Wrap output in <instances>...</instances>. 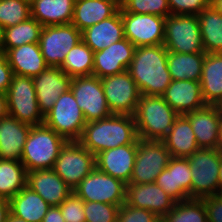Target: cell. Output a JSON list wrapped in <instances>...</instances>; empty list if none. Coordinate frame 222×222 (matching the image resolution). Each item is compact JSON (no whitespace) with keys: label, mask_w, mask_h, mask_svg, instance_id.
<instances>
[{"label":"cell","mask_w":222,"mask_h":222,"mask_svg":"<svg viewBox=\"0 0 222 222\" xmlns=\"http://www.w3.org/2000/svg\"><path fill=\"white\" fill-rule=\"evenodd\" d=\"M42 222H65L59 206H51Z\"/></svg>","instance_id":"obj_46"},{"label":"cell","mask_w":222,"mask_h":222,"mask_svg":"<svg viewBox=\"0 0 222 222\" xmlns=\"http://www.w3.org/2000/svg\"><path fill=\"white\" fill-rule=\"evenodd\" d=\"M6 55L15 75L33 78L48 67L41 54L39 43L24 44L9 49Z\"/></svg>","instance_id":"obj_27"},{"label":"cell","mask_w":222,"mask_h":222,"mask_svg":"<svg viewBox=\"0 0 222 222\" xmlns=\"http://www.w3.org/2000/svg\"><path fill=\"white\" fill-rule=\"evenodd\" d=\"M219 186H222V155L220 160V168H219Z\"/></svg>","instance_id":"obj_53"},{"label":"cell","mask_w":222,"mask_h":222,"mask_svg":"<svg viewBox=\"0 0 222 222\" xmlns=\"http://www.w3.org/2000/svg\"><path fill=\"white\" fill-rule=\"evenodd\" d=\"M162 98L179 115H186L206 105L201 83L194 80H172Z\"/></svg>","instance_id":"obj_21"},{"label":"cell","mask_w":222,"mask_h":222,"mask_svg":"<svg viewBox=\"0 0 222 222\" xmlns=\"http://www.w3.org/2000/svg\"><path fill=\"white\" fill-rule=\"evenodd\" d=\"M120 9L117 0H75L71 24L79 31L110 18Z\"/></svg>","instance_id":"obj_26"},{"label":"cell","mask_w":222,"mask_h":222,"mask_svg":"<svg viewBox=\"0 0 222 222\" xmlns=\"http://www.w3.org/2000/svg\"><path fill=\"white\" fill-rule=\"evenodd\" d=\"M171 157L162 140L139 139L130 183L156 182L157 177L167 168Z\"/></svg>","instance_id":"obj_11"},{"label":"cell","mask_w":222,"mask_h":222,"mask_svg":"<svg viewBox=\"0 0 222 222\" xmlns=\"http://www.w3.org/2000/svg\"><path fill=\"white\" fill-rule=\"evenodd\" d=\"M8 115L7 97L0 94V119Z\"/></svg>","instance_id":"obj_48"},{"label":"cell","mask_w":222,"mask_h":222,"mask_svg":"<svg viewBox=\"0 0 222 222\" xmlns=\"http://www.w3.org/2000/svg\"><path fill=\"white\" fill-rule=\"evenodd\" d=\"M214 197L222 202V186H219Z\"/></svg>","instance_id":"obj_52"},{"label":"cell","mask_w":222,"mask_h":222,"mask_svg":"<svg viewBox=\"0 0 222 222\" xmlns=\"http://www.w3.org/2000/svg\"><path fill=\"white\" fill-rule=\"evenodd\" d=\"M43 26L33 17L3 29L2 51L22 46L24 44L39 43L40 33Z\"/></svg>","instance_id":"obj_35"},{"label":"cell","mask_w":222,"mask_h":222,"mask_svg":"<svg viewBox=\"0 0 222 222\" xmlns=\"http://www.w3.org/2000/svg\"><path fill=\"white\" fill-rule=\"evenodd\" d=\"M93 65L94 52L81 41L69 51L59 67L72 78L92 75Z\"/></svg>","instance_id":"obj_36"},{"label":"cell","mask_w":222,"mask_h":222,"mask_svg":"<svg viewBox=\"0 0 222 222\" xmlns=\"http://www.w3.org/2000/svg\"><path fill=\"white\" fill-rule=\"evenodd\" d=\"M10 213L27 222H42L51 207L27 185L9 200Z\"/></svg>","instance_id":"obj_30"},{"label":"cell","mask_w":222,"mask_h":222,"mask_svg":"<svg viewBox=\"0 0 222 222\" xmlns=\"http://www.w3.org/2000/svg\"><path fill=\"white\" fill-rule=\"evenodd\" d=\"M220 149L199 148L188 157L192 174L191 198L214 196L219 187Z\"/></svg>","instance_id":"obj_6"},{"label":"cell","mask_w":222,"mask_h":222,"mask_svg":"<svg viewBox=\"0 0 222 222\" xmlns=\"http://www.w3.org/2000/svg\"><path fill=\"white\" fill-rule=\"evenodd\" d=\"M207 212L209 222H222V202L214 196L201 198Z\"/></svg>","instance_id":"obj_45"},{"label":"cell","mask_w":222,"mask_h":222,"mask_svg":"<svg viewBox=\"0 0 222 222\" xmlns=\"http://www.w3.org/2000/svg\"><path fill=\"white\" fill-rule=\"evenodd\" d=\"M173 15H198L210 5V0H168Z\"/></svg>","instance_id":"obj_43"},{"label":"cell","mask_w":222,"mask_h":222,"mask_svg":"<svg viewBox=\"0 0 222 222\" xmlns=\"http://www.w3.org/2000/svg\"><path fill=\"white\" fill-rule=\"evenodd\" d=\"M70 89L84 114L86 123L112 115L100 78L94 75L72 77Z\"/></svg>","instance_id":"obj_12"},{"label":"cell","mask_w":222,"mask_h":222,"mask_svg":"<svg viewBox=\"0 0 222 222\" xmlns=\"http://www.w3.org/2000/svg\"><path fill=\"white\" fill-rule=\"evenodd\" d=\"M119 207L102 202H84L85 222H117Z\"/></svg>","instance_id":"obj_40"},{"label":"cell","mask_w":222,"mask_h":222,"mask_svg":"<svg viewBox=\"0 0 222 222\" xmlns=\"http://www.w3.org/2000/svg\"><path fill=\"white\" fill-rule=\"evenodd\" d=\"M75 0H30L31 17L43 27L71 24Z\"/></svg>","instance_id":"obj_28"},{"label":"cell","mask_w":222,"mask_h":222,"mask_svg":"<svg viewBox=\"0 0 222 222\" xmlns=\"http://www.w3.org/2000/svg\"><path fill=\"white\" fill-rule=\"evenodd\" d=\"M13 75L14 73L9 65L6 53L0 51V94L6 95Z\"/></svg>","instance_id":"obj_44"},{"label":"cell","mask_w":222,"mask_h":222,"mask_svg":"<svg viewBox=\"0 0 222 222\" xmlns=\"http://www.w3.org/2000/svg\"><path fill=\"white\" fill-rule=\"evenodd\" d=\"M59 208L65 222H85L84 201L72 192Z\"/></svg>","instance_id":"obj_41"},{"label":"cell","mask_w":222,"mask_h":222,"mask_svg":"<svg viewBox=\"0 0 222 222\" xmlns=\"http://www.w3.org/2000/svg\"><path fill=\"white\" fill-rule=\"evenodd\" d=\"M67 140L44 123L32 126L23 147L21 163L27 172L53 169Z\"/></svg>","instance_id":"obj_4"},{"label":"cell","mask_w":222,"mask_h":222,"mask_svg":"<svg viewBox=\"0 0 222 222\" xmlns=\"http://www.w3.org/2000/svg\"><path fill=\"white\" fill-rule=\"evenodd\" d=\"M100 80L110 112L134 116L141 94L128 70Z\"/></svg>","instance_id":"obj_14"},{"label":"cell","mask_w":222,"mask_h":222,"mask_svg":"<svg viewBox=\"0 0 222 222\" xmlns=\"http://www.w3.org/2000/svg\"><path fill=\"white\" fill-rule=\"evenodd\" d=\"M191 177L188 158L171 157L155 183L177 203L191 198Z\"/></svg>","instance_id":"obj_18"},{"label":"cell","mask_w":222,"mask_h":222,"mask_svg":"<svg viewBox=\"0 0 222 222\" xmlns=\"http://www.w3.org/2000/svg\"><path fill=\"white\" fill-rule=\"evenodd\" d=\"M95 167L94 154L79 141H67L55 160L53 170L73 190Z\"/></svg>","instance_id":"obj_9"},{"label":"cell","mask_w":222,"mask_h":222,"mask_svg":"<svg viewBox=\"0 0 222 222\" xmlns=\"http://www.w3.org/2000/svg\"><path fill=\"white\" fill-rule=\"evenodd\" d=\"M185 116L190 120L199 148L219 149L221 114L216 105H205Z\"/></svg>","instance_id":"obj_22"},{"label":"cell","mask_w":222,"mask_h":222,"mask_svg":"<svg viewBox=\"0 0 222 222\" xmlns=\"http://www.w3.org/2000/svg\"><path fill=\"white\" fill-rule=\"evenodd\" d=\"M210 6L222 15V0H210Z\"/></svg>","instance_id":"obj_49"},{"label":"cell","mask_w":222,"mask_h":222,"mask_svg":"<svg viewBox=\"0 0 222 222\" xmlns=\"http://www.w3.org/2000/svg\"><path fill=\"white\" fill-rule=\"evenodd\" d=\"M163 44L137 47L127 69L141 95L162 96L172 79Z\"/></svg>","instance_id":"obj_1"},{"label":"cell","mask_w":222,"mask_h":222,"mask_svg":"<svg viewBox=\"0 0 222 222\" xmlns=\"http://www.w3.org/2000/svg\"><path fill=\"white\" fill-rule=\"evenodd\" d=\"M216 106L218 108L219 113L222 115V99L217 103Z\"/></svg>","instance_id":"obj_54"},{"label":"cell","mask_w":222,"mask_h":222,"mask_svg":"<svg viewBox=\"0 0 222 222\" xmlns=\"http://www.w3.org/2000/svg\"><path fill=\"white\" fill-rule=\"evenodd\" d=\"M78 141L95 156L107 149L138 143L135 118L112 114L108 118L88 122Z\"/></svg>","instance_id":"obj_2"},{"label":"cell","mask_w":222,"mask_h":222,"mask_svg":"<svg viewBox=\"0 0 222 222\" xmlns=\"http://www.w3.org/2000/svg\"><path fill=\"white\" fill-rule=\"evenodd\" d=\"M32 80L39 109L45 116L60 95L70 89L72 78L64 73L60 67L48 66Z\"/></svg>","instance_id":"obj_17"},{"label":"cell","mask_w":222,"mask_h":222,"mask_svg":"<svg viewBox=\"0 0 222 222\" xmlns=\"http://www.w3.org/2000/svg\"><path fill=\"white\" fill-rule=\"evenodd\" d=\"M163 45L169 52L191 54L205 52L197 15H173L165 18Z\"/></svg>","instance_id":"obj_5"},{"label":"cell","mask_w":222,"mask_h":222,"mask_svg":"<svg viewBox=\"0 0 222 222\" xmlns=\"http://www.w3.org/2000/svg\"><path fill=\"white\" fill-rule=\"evenodd\" d=\"M31 126L9 114L0 119V159L21 161Z\"/></svg>","instance_id":"obj_25"},{"label":"cell","mask_w":222,"mask_h":222,"mask_svg":"<svg viewBox=\"0 0 222 222\" xmlns=\"http://www.w3.org/2000/svg\"><path fill=\"white\" fill-rule=\"evenodd\" d=\"M121 12L154 14L166 18L169 16L168 0H121Z\"/></svg>","instance_id":"obj_39"},{"label":"cell","mask_w":222,"mask_h":222,"mask_svg":"<svg viewBox=\"0 0 222 222\" xmlns=\"http://www.w3.org/2000/svg\"><path fill=\"white\" fill-rule=\"evenodd\" d=\"M44 124L67 141H78L86 125L85 117L69 89L56 100L44 116Z\"/></svg>","instance_id":"obj_8"},{"label":"cell","mask_w":222,"mask_h":222,"mask_svg":"<svg viewBox=\"0 0 222 222\" xmlns=\"http://www.w3.org/2000/svg\"><path fill=\"white\" fill-rule=\"evenodd\" d=\"M162 141L172 157L188 158L199 149L190 120L185 115L175 119Z\"/></svg>","instance_id":"obj_29"},{"label":"cell","mask_w":222,"mask_h":222,"mask_svg":"<svg viewBox=\"0 0 222 222\" xmlns=\"http://www.w3.org/2000/svg\"><path fill=\"white\" fill-rule=\"evenodd\" d=\"M10 214L9 200L0 197V222H6Z\"/></svg>","instance_id":"obj_47"},{"label":"cell","mask_w":222,"mask_h":222,"mask_svg":"<svg viewBox=\"0 0 222 222\" xmlns=\"http://www.w3.org/2000/svg\"><path fill=\"white\" fill-rule=\"evenodd\" d=\"M82 41V32L73 24L44 26L40 33L39 46L45 63L59 67L69 51Z\"/></svg>","instance_id":"obj_13"},{"label":"cell","mask_w":222,"mask_h":222,"mask_svg":"<svg viewBox=\"0 0 222 222\" xmlns=\"http://www.w3.org/2000/svg\"><path fill=\"white\" fill-rule=\"evenodd\" d=\"M27 186L50 206H59L73 192L53 169L27 172Z\"/></svg>","instance_id":"obj_23"},{"label":"cell","mask_w":222,"mask_h":222,"mask_svg":"<svg viewBox=\"0 0 222 222\" xmlns=\"http://www.w3.org/2000/svg\"><path fill=\"white\" fill-rule=\"evenodd\" d=\"M124 24L119 9L113 16L82 31V41L93 51L106 49L124 39Z\"/></svg>","instance_id":"obj_24"},{"label":"cell","mask_w":222,"mask_h":222,"mask_svg":"<svg viewBox=\"0 0 222 222\" xmlns=\"http://www.w3.org/2000/svg\"><path fill=\"white\" fill-rule=\"evenodd\" d=\"M164 219L166 222H207V212L202 199L189 198L175 203Z\"/></svg>","instance_id":"obj_37"},{"label":"cell","mask_w":222,"mask_h":222,"mask_svg":"<svg viewBox=\"0 0 222 222\" xmlns=\"http://www.w3.org/2000/svg\"><path fill=\"white\" fill-rule=\"evenodd\" d=\"M6 222H27L26 220H23L13 214H9L7 217V221Z\"/></svg>","instance_id":"obj_50"},{"label":"cell","mask_w":222,"mask_h":222,"mask_svg":"<svg viewBox=\"0 0 222 222\" xmlns=\"http://www.w3.org/2000/svg\"><path fill=\"white\" fill-rule=\"evenodd\" d=\"M200 83L206 105H217L222 99V53L205 54Z\"/></svg>","instance_id":"obj_31"},{"label":"cell","mask_w":222,"mask_h":222,"mask_svg":"<svg viewBox=\"0 0 222 222\" xmlns=\"http://www.w3.org/2000/svg\"><path fill=\"white\" fill-rule=\"evenodd\" d=\"M27 185V170L21 161L0 159V197L10 200Z\"/></svg>","instance_id":"obj_34"},{"label":"cell","mask_w":222,"mask_h":222,"mask_svg":"<svg viewBox=\"0 0 222 222\" xmlns=\"http://www.w3.org/2000/svg\"><path fill=\"white\" fill-rule=\"evenodd\" d=\"M136 208L148 209L158 217H164L173 209L175 201L155 182L126 184V201Z\"/></svg>","instance_id":"obj_16"},{"label":"cell","mask_w":222,"mask_h":222,"mask_svg":"<svg viewBox=\"0 0 222 222\" xmlns=\"http://www.w3.org/2000/svg\"><path fill=\"white\" fill-rule=\"evenodd\" d=\"M124 37L136 48L164 42L165 18L154 14L121 12Z\"/></svg>","instance_id":"obj_15"},{"label":"cell","mask_w":222,"mask_h":222,"mask_svg":"<svg viewBox=\"0 0 222 222\" xmlns=\"http://www.w3.org/2000/svg\"><path fill=\"white\" fill-rule=\"evenodd\" d=\"M138 143L127 144L113 149H107L95 156L96 168L125 184L130 179L135 164Z\"/></svg>","instance_id":"obj_20"},{"label":"cell","mask_w":222,"mask_h":222,"mask_svg":"<svg viewBox=\"0 0 222 222\" xmlns=\"http://www.w3.org/2000/svg\"><path fill=\"white\" fill-rule=\"evenodd\" d=\"M205 54V52L182 54L168 51L167 64L171 79L200 82Z\"/></svg>","instance_id":"obj_32"},{"label":"cell","mask_w":222,"mask_h":222,"mask_svg":"<svg viewBox=\"0 0 222 222\" xmlns=\"http://www.w3.org/2000/svg\"><path fill=\"white\" fill-rule=\"evenodd\" d=\"M178 116L162 96L141 95L134 114L139 139L162 140Z\"/></svg>","instance_id":"obj_3"},{"label":"cell","mask_w":222,"mask_h":222,"mask_svg":"<svg viewBox=\"0 0 222 222\" xmlns=\"http://www.w3.org/2000/svg\"><path fill=\"white\" fill-rule=\"evenodd\" d=\"M31 17L30 0H0V27L19 24Z\"/></svg>","instance_id":"obj_38"},{"label":"cell","mask_w":222,"mask_h":222,"mask_svg":"<svg viewBox=\"0 0 222 222\" xmlns=\"http://www.w3.org/2000/svg\"><path fill=\"white\" fill-rule=\"evenodd\" d=\"M218 135H219V149L222 151V115H221V121L219 124Z\"/></svg>","instance_id":"obj_51"},{"label":"cell","mask_w":222,"mask_h":222,"mask_svg":"<svg viewBox=\"0 0 222 222\" xmlns=\"http://www.w3.org/2000/svg\"><path fill=\"white\" fill-rule=\"evenodd\" d=\"M2 36H3V29L0 27V51H2Z\"/></svg>","instance_id":"obj_55"},{"label":"cell","mask_w":222,"mask_h":222,"mask_svg":"<svg viewBox=\"0 0 222 222\" xmlns=\"http://www.w3.org/2000/svg\"><path fill=\"white\" fill-rule=\"evenodd\" d=\"M136 47L124 38L106 49L94 52L93 74L98 78L116 75L129 68Z\"/></svg>","instance_id":"obj_19"},{"label":"cell","mask_w":222,"mask_h":222,"mask_svg":"<svg viewBox=\"0 0 222 222\" xmlns=\"http://www.w3.org/2000/svg\"><path fill=\"white\" fill-rule=\"evenodd\" d=\"M84 202H102L121 206L126 201V184L96 167L74 189Z\"/></svg>","instance_id":"obj_10"},{"label":"cell","mask_w":222,"mask_h":222,"mask_svg":"<svg viewBox=\"0 0 222 222\" xmlns=\"http://www.w3.org/2000/svg\"><path fill=\"white\" fill-rule=\"evenodd\" d=\"M197 16L205 53H222V15L209 5Z\"/></svg>","instance_id":"obj_33"},{"label":"cell","mask_w":222,"mask_h":222,"mask_svg":"<svg viewBox=\"0 0 222 222\" xmlns=\"http://www.w3.org/2000/svg\"><path fill=\"white\" fill-rule=\"evenodd\" d=\"M157 218L148 209L136 208L125 202L119 207L117 222H155Z\"/></svg>","instance_id":"obj_42"},{"label":"cell","mask_w":222,"mask_h":222,"mask_svg":"<svg viewBox=\"0 0 222 222\" xmlns=\"http://www.w3.org/2000/svg\"><path fill=\"white\" fill-rule=\"evenodd\" d=\"M155 222H166L164 217H158Z\"/></svg>","instance_id":"obj_56"},{"label":"cell","mask_w":222,"mask_h":222,"mask_svg":"<svg viewBox=\"0 0 222 222\" xmlns=\"http://www.w3.org/2000/svg\"><path fill=\"white\" fill-rule=\"evenodd\" d=\"M8 114L21 123L36 126L44 123L32 77L13 75L6 92Z\"/></svg>","instance_id":"obj_7"}]
</instances>
